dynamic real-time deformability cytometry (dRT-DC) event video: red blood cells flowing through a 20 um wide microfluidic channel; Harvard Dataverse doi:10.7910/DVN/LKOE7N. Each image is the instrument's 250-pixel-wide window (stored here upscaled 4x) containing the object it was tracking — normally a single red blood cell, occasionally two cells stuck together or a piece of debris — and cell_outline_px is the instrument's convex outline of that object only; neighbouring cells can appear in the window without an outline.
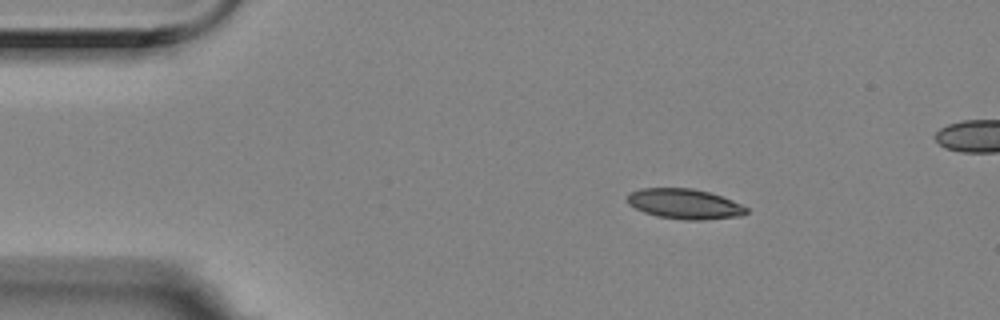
{"species": "Egyptian fruit bat (a non-hibernating species)", "species_latin": "Rousettus aegyptiacus", "temperature_condition": "room temperature", "stored_images_in_passage": 4, "camera_frame_rate_fps": 3000, "um_per_image_px": 0.085, "animal": {"sex": "female"}, "frame": {"image": 1, "passage_image": 1, "time_ms": 0.0, "image_size_px": [1000, 320], "cell_outline_px": [[748, 212], [740, 216], [700, 220], [688, 220], [660, 216], [644, 212], [628, 204], [628, 196], [632, 192], [640, 188], [692, 188], [708, 192], [732, 200], [748, 208]], "centroid_in_image_um": [58.2, 17.33], "position_along_channel_um": 26.8, "area_um2": 20.58}}